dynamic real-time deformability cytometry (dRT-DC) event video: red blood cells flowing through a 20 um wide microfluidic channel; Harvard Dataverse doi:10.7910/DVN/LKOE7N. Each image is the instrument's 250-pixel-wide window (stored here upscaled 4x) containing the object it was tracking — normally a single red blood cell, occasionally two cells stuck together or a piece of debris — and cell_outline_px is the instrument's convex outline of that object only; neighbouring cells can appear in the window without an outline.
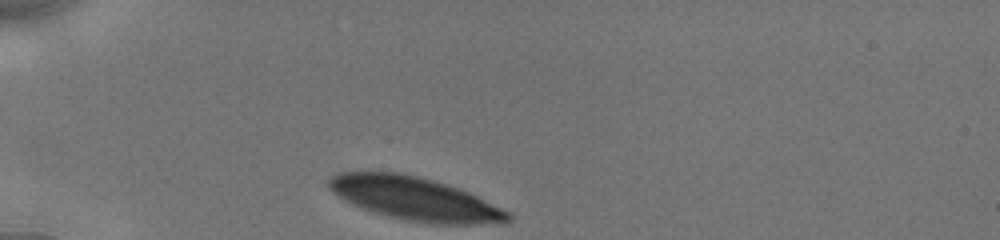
{"species": "human", "species_latin": "Homo sapiens", "temperature_condition": "cold", "stored_images_in_passage": 32, "camera_frame_rate_fps": 3000, "um_per_image_px": 0.085, "donor": {"sex": "male"}, "frame": {"image": 1, "passage_image": 1, "time_ms": 0.0, "image_size_px": [1000, 240], "cell_outline_px": [[512, 220], [508, 224], [432, 224], [404, 220], [372, 212], [352, 204], [344, 200], [332, 192], [328, 184], [328, 180], [336, 172], [400, 172], [432, 180], [460, 188], [512, 212]], "centroid_in_image_um": [35.33, 16.91], "position_along_channel_um": 49.7, "area_um2": 45.66}}
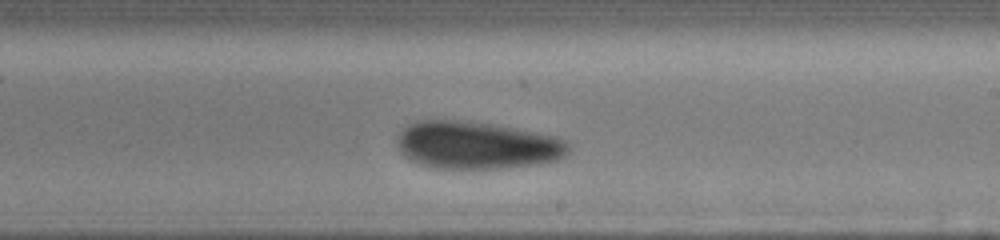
{"frame": {"image": 2, "passage_image": 19, "time_ms": 6.0, "image_size_px": [1000, 240], "cell_outline_px": [[568, 152], [560, 160], [536, 164], [504, 168], [432, 168], [408, 160], [400, 152], [396, 144], [396, 136], [408, 124], [416, 120], [472, 120], [516, 128], [556, 136], [568, 140]], "centroid_in_image_um": [40.5, 12.33], "position_along_channel_um": 248.5, "area_um2": 48.21}}
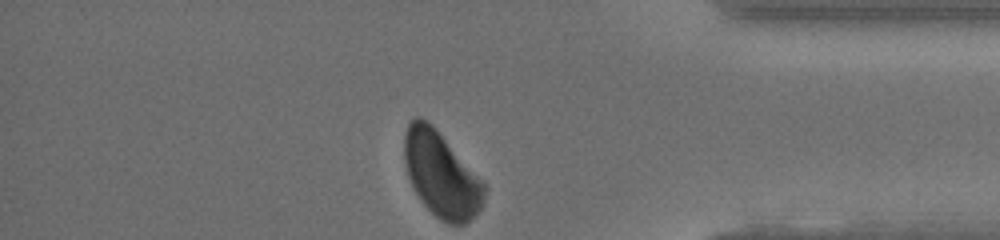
{"frame": {"image": 3, "passage_image": 32, "time_ms": 10.333, "image_size_px": [1000, 240], "cell_outline_px": [[488, 188], [480, 208], [464, 224], [448, 224], [440, 220], [420, 200], [412, 188], [408, 176], [404, 160], [404, 132], [408, 124], [416, 116], [420, 116], [428, 120], [436, 128]], "centroid_in_image_um": [37.47, 14.81], "position_along_channel_um": 397.7, "area_um2": 39.48}, "authors_computed_cell_mechanics": {"area_um2": 47.8873, "velocity_mm_per_s": 3.8287, "shape_relaxation_time_tau1_ms": 2.9207, "shape_relaxation_time_tau2_ms": 10.3741, "deformation_change_tau1": 0.0963, "deformation_change_tau2": 0.1334}}